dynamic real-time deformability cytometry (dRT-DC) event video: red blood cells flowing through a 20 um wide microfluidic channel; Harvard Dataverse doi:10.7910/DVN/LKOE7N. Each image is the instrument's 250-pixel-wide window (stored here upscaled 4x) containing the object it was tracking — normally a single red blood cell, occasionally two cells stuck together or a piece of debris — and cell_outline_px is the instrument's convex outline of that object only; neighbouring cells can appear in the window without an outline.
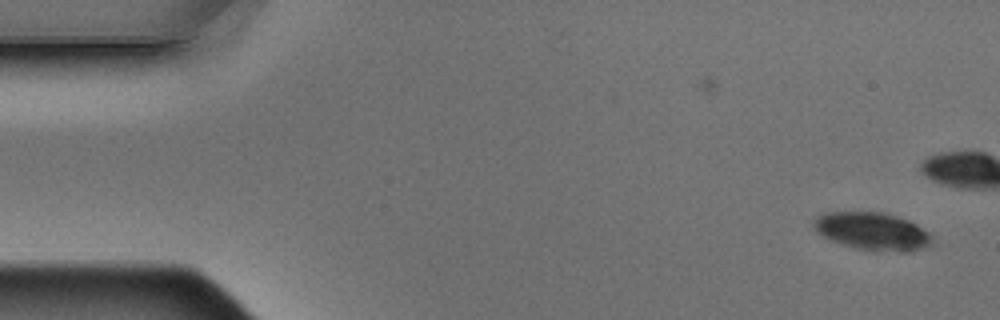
{"species": "Egyptian fruit bat (a non-hibernating species)", "species_latin": "Rousettus aegyptiacus", "temperature_condition": "warm", "stored_images_in_passage": 3, "camera_frame_rate_fps": 3000, "um_per_image_px": 0.085, "animal": {"sex": "male"}, "frame": {"image": 1, "passage_image": 3, "time_ms": 0.667, "image_size_px": [1000, 320], "cell_outline_px": [[932, 244], [928, 248], [908, 252], [876, 252], [856, 248], [840, 244], [816, 232], [812, 228], [812, 224], [816, 216], [824, 212], [884, 212], [900, 216], [916, 224], [928, 232], [932, 236]], "centroid_in_image_um": [74.17, 19.67], "position_along_channel_um": 10.8, "area_um2": 26.65}}